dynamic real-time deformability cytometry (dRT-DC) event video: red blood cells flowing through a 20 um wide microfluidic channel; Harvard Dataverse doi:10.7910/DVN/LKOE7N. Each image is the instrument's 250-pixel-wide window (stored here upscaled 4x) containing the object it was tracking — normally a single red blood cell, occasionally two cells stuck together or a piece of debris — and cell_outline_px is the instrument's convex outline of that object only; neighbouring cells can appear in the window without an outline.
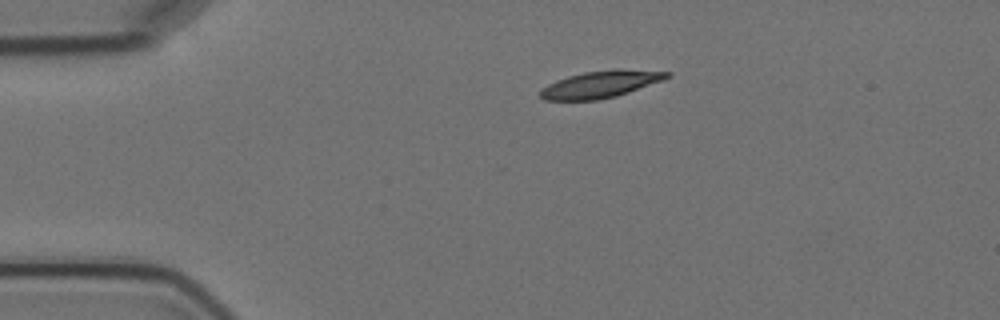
{"species": "Egyptian fruit bat (a non-hibernating species)", "species_latin": "Rousettus aegyptiacus", "temperature_condition": "cold", "stored_images_in_passage": 5, "camera_frame_rate_fps": 3000, "um_per_image_px": 0.085, "animal": {"sex": "female"}, "frame": {"image": 1, "passage_image": 1, "time_ms": 0.0, "image_size_px": [1000, 320], "cell_outline_px": [[672, 76], [664, 80], [616, 96], [596, 100], [544, 100], [540, 96], [540, 88], [556, 80], [568, 76], [584, 72], [620, 68], [672, 72]], "centroid_in_image_um": [51.07, 7.15], "position_along_channel_um": 33.9, "area_um2": 20.06}}
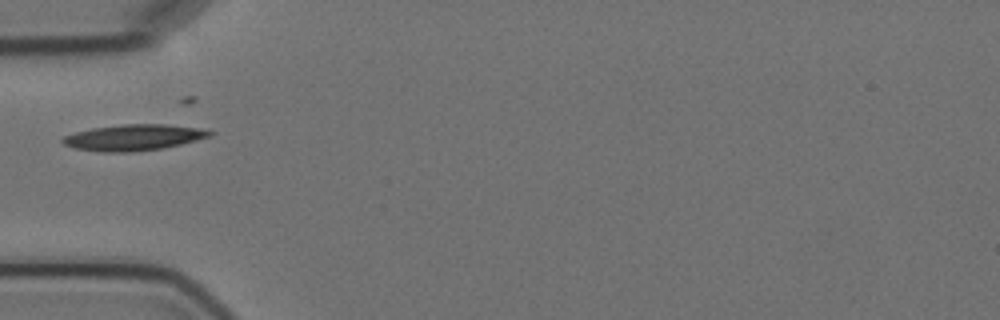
{"frame": {"image": 2, "passage_image": 3, "time_ms": 2.333, "image_size_px": [1000, 320], "cell_outline_px": [[212, 136], [180, 144], [160, 148], [132, 152], [104, 152], [76, 148], [64, 144], [60, 140], [64, 136], [76, 132], [92, 128], [124, 124], [164, 124], [200, 128], [212, 132]], "centroid_in_image_um": [11.35, 11.68], "position_along_channel_um": 73.7, "area_um2": 22.02}}
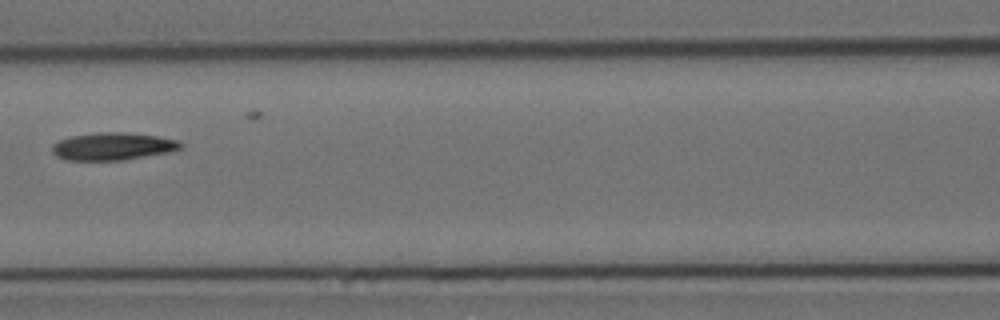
{"frame": {"image": 3, "passage_image": 5, "time_ms": 4.667, "image_size_px": [1000, 320], "cell_outline_px": [[184, 148], [168, 152], [124, 160], [68, 160], [56, 156], [52, 152], [52, 144], [60, 140], [72, 136], [96, 132], [124, 132], [156, 136], [180, 140], [184, 144]], "centroid_in_image_um": [9.62, 12.44], "position_along_channel_um": 157.0, "area_um2": 20.69}}